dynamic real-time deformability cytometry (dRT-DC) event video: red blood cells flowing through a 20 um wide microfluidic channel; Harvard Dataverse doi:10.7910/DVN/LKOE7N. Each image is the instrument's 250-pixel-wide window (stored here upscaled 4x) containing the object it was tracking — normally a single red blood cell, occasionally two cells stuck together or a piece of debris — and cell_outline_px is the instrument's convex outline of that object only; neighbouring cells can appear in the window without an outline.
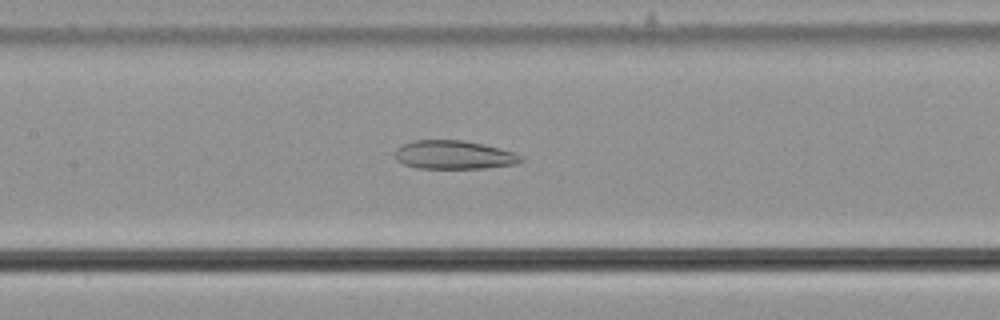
{"species": "common noctule bat (a hibernating species)", "species_latin": "Nyctalus noctula", "temperature_condition": "cold", "stored_images_in_passage": 53, "camera_frame_rate_fps": 3000, "um_per_image_px": 0.085, "animal": {"sex": "male", "body_mass_g": 21.5, "forearm_length_mm": 52.0}, "frame": {"image": 1, "passage_image": 26, "time_ms": 8.333, "image_size_px": [1000, 320], "cell_outline_px": [[524, 160], [516, 164], [484, 168], [416, 168], [404, 164], [396, 160], [396, 148], [404, 144], [416, 140], [464, 140], [500, 148], [516, 152], [524, 156]], "centroid_in_image_um": [38.63, 13.16], "position_along_channel_um": 168.8, "area_um2": 21.04}}
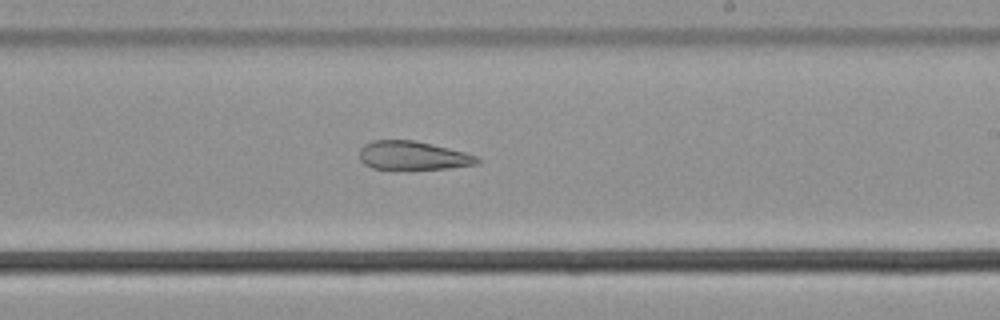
{"frame": {"image": 2, "passage_image": 33, "time_ms": 10.667, "image_size_px": [1000, 320], "cell_outline_px": [[480, 160], [476, 164], [452, 168], [372, 168], [364, 164], [360, 160], [360, 148], [364, 144], [372, 140], [416, 140], [464, 152], [476, 156]], "centroid_in_image_um": [35.07, 13.2], "position_along_channel_um": 253.9, "area_um2": 19.36}}
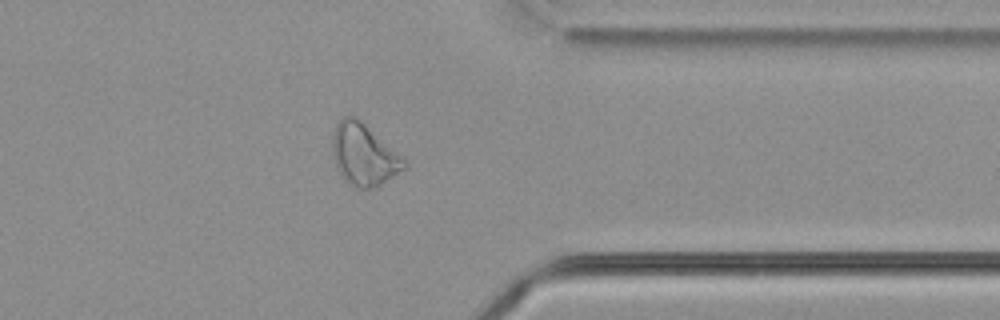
{"frame": {"image": 3, "passage_image": 44, "time_ms": 14.333, "image_size_px": [1000, 320], "cell_outline_px": [[408, 164], [404, 168], [380, 184], [372, 188], [356, 188], [348, 184], [344, 180], [336, 168], [332, 148], [332, 140], [336, 124], [344, 116], [356, 116], [408, 160]], "centroid_in_image_um": [30.92, 13.14], "position_along_channel_um": 380.5, "area_um2": 25.78}, "authors_computed_cell_mechanics": {"area_um2": 26.1256, "velocity_mm_per_s": 3.6581, "shape_relaxation_time_tau1_ms": null, "shape_relaxation_time_tau2_ms": 4.6464, "deformation_change_tau1": null, "deformation_change_tau2": 0.138}}